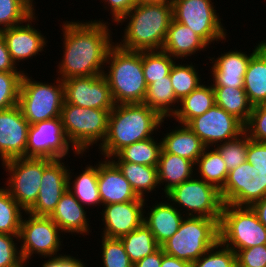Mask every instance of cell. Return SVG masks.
<instances>
[{
	"instance_id": "obj_18",
	"label": "cell",
	"mask_w": 266,
	"mask_h": 267,
	"mask_svg": "<svg viewBox=\"0 0 266 267\" xmlns=\"http://www.w3.org/2000/svg\"><path fill=\"white\" fill-rule=\"evenodd\" d=\"M62 158L53 160L43 171L36 202L26 211L34 216L49 217L68 189V165Z\"/></svg>"
},
{
	"instance_id": "obj_31",
	"label": "cell",
	"mask_w": 266,
	"mask_h": 267,
	"mask_svg": "<svg viewBox=\"0 0 266 267\" xmlns=\"http://www.w3.org/2000/svg\"><path fill=\"white\" fill-rule=\"evenodd\" d=\"M121 170L138 197L145 199L146 192L156 191L159 186L157 166H146L111 159Z\"/></svg>"
},
{
	"instance_id": "obj_36",
	"label": "cell",
	"mask_w": 266,
	"mask_h": 267,
	"mask_svg": "<svg viewBox=\"0 0 266 267\" xmlns=\"http://www.w3.org/2000/svg\"><path fill=\"white\" fill-rule=\"evenodd\" d=\"M130 261L135 264L155 252L160 246L144 222L134 231L120 237Z\"/></svg>"
},
{
	"instance_id": "obj_46",
	"label": "cell",
	"mask_w": 266,
	"mask_h": 267,
	"mask_svg": "<svg viewBox=\"0 0 266 267\" xmlns=\"http://www.w3.org/2000/svg\"><path fill=\"white\" fill-rule=\"evenodd\" d=\"M17 239L18 235L0 233V267H15L23 261Z\"/></svg>"
},
{
	"instance_id": "obj_49",
	"label": "cell",
	"mask_w": 266,
	"mask_h": 267,
	"mask_svg": "<svg viewBox=\"0 0 266 267\" xmlns=\"http://www.w3.org/2000/svg\"><path fill=\"white\" fill-rule=\"evenodd\" d=\"M111 12L112 19L118 23L137 3V0H102Z\"/></svg>"
},
{
	"instance_id": "obj_15",
	"label": "cell",
	"mask_w": 266,
	"mask_h": 267,
	"mask_svg": "<svg viewBox=\"0 0 266 267\" xmlns=\"http://www.w3.org/2000/svg\"><path fill=\"white\" fill-rule=\"evenodd\" d=\"M71 147L65 137L60 117L30 125L26 157L64 159Z\"/></svg>"
},
{
	"instance_id": "obj_53",
	"label": "cell",
	"mask_w": 266,
	"mask_h": 267,
	"mask_svg": "<svg viewBox=\"0 0 266 267\" xmlns=\"http://www.w3.org/2000/svg\"><path fill=\"white\" fill-rule=\"evenodd\" d=\"M190 264L191 263L187 261L165 254L163 251V257L160 267H190Z\"/></svg>"
},
{
	"instance_id": "obj_29",
	"label": "cell",
	"mask_w": 266,
	"mask_h": 267,
	"mask_svg": "<svg viewBox=\"0 0 266 267\" xmlns=\"http://www.w3.org/2000/svg\"><path fill=\"white\" fill-rule=\"evenodd\" d=\"M86 166L81 174L73 176L74 181H71L70 167L68 170V189L85 209L86 206L102 205L98 189V164Z\"/></svg>"
},
{
	"instance_id": "obj_52",
	"label": "cell",
	"mask_w": 266,
	"mask_h": 267,
	"mask_svg": "<svg viewBox=\"0 0 266 267\" xmlns=\"http://www.w3.org/2000/svg\"><path fill=\"white\" fill-rule=\"evenodd\" d=\"M163 257V249L159 247L155 252L137 261L133 267H160Z\"/></svg>"
},
{
	"instance_id": "obj_27",
	"label": "cell",
	"mask_w": 266,
	"mask_h": 267,
	"mask_svg": "<svg viewBox=\"0 0 266 267\" xmlns=\"http://www.w3.org/2000/svg\"><path fill=\"white\" fill-rule=\"evenodd\" d=\"M195 164L181 156L164 152L161 150L157 165L159 185H164V194L173 187L197 175L193 174ZM162 183V184H161Z\"/></svg>"
},
{
	"instance_id": "obj_28",
	"label": "cell",
	"mask_w": 266,
	"mask_h": 267,
	"mask_svg": "<svg viewBox=\"0 0 266 267\" xmlns=\"http://www.w3.org/2000/svg\"><path fill=\"white\" fill-rule=\"evenodd\" d=\"M244 90L253 106L266 105V49L263 46L250 58Z\"/></svg>"
},
{
	"instance_id": "obj_2",
	"label": "cell",
	"mask_w": 266,
	"mask_h": 267,
	"mask_svg": "<svg viewBox=\"0 0 266 267\" xmlns=\"http://www.w3.org/2000/svg\"><path fill=\"white\" fill-rule=\"evenodd\" d=\"M164 120L144 103L115 104L110 111L106 137L98 148L100 154L109 159L128 145L153 137Z\"/></svg>"
},
{
	"instance_id": "obj_38",
	"label": "cell",
	"mask_w": 266,
	"mask_h": 267,
	"mask_svg": "<svg viewBox=\"0 0 266 267\" xmlns=\"http://www.w3.org/2000/svg\"><path fill=\"white\" fill-rule=\"evenodd\" d=\"M170 80L172 87L178 101L189 95L193 90L197 89L201 84V77L199 78L197 69L191 63L181 64L174 62L171 67Z\"/></svg>"
},
{
	"instance_id": "obj_34",
	"label": "cell",
	"mask_w": 266,
	"mask_h": 267,
	"mask_svg": "<svg viewBox=\"0 0 266 267\" xmlns=\"http://www.w3.org/2000/svg\"><path fill=\"white\" fill-rule=\"evenodd\" d=\"M209 149L210 147H205L195 164L197 166L195 171L198 170L197 174L200 173L199 177H196L214 185L220 190L226 182L228 170L219 151L215 147L213 150L212 147Z\"/></svg>"
},
{
	"instance_id": "obj_9",
	"label": "cell",
	"mask_w": 266,
	"mask_h": 267,
	"mask_svg": "<svg viewBox=\"0 0 266 267\" xmlns=\"http://www.w3.org/2000/svg\"><path fill=\"white\" fill-rule=\"evenodd\" d=\"M164 196L177 209L182 208L180 211L184 208L187 212L185 216L212 218L220 222L224 205L220 190L202 179L193 176L173 187Z\"/></svg>"
},
{
	"instance_id": "obj_51",
	"label": "cell",
	"mask_w": 266,
	"mask_h": 267,
	"mask_svg": "<svg viewBox=\"0 0 266 267\" xmlns=\"http://www.w3.org/2000/svg\"><path fill=\"white\" fill-rule=\"evenodd\" d=\"M17 67L11 59L6 41L0 32V72H25L22 70L18 71Z\"/></svg>"
},
{
	"instance_id": "obj_48",
	"label": "cell",
	"mask_w": 266,
	"mask_h": 267,
	"mask_svg": "<svg viewBox=\"0 0 266 267\" xmlns=\"http://www.w3.org/2000/svg\"><path fill=\"white\" fill-rule=\"evenodd\" d=\"M247 161L266 175V142L250 141L247 149Z\"/></svg>"
},
{
	"instance_id": "obj_33",
	"label": "cell",
	"mask_w": 266,
	"mask_h": 267,
	"mask_svg": "<svg viewBox=\"0 0 266 267\" xmlns=\"http://www.w3.org/2000/svg\"><path fill=\"white\" fill-rule=\"evenodd\" d=\"M212 88L215 104L245 124L249 119L253 105L250 103L244 88L226 86H212Z\"/></svg>"
},
{
	"instance_id": "obj_21",
	"label": "cell",
	"mask_w": 266,
	"mask_h": 267,
	"mask_svg": "<svg viewBox=\"0 0 266 267\" xmlns=\"http://www.w3.org/2000/svg\"><path fill=\"white\" fill-rule=\"evenodd\" d=\"M262 47L259 42L251 54L241 52V50H230L219 55L216 59L211 58L213 65L212 86H226L231 88H244V76L250 58Z\"/></svg>"
},
{
	"instance_id": "obj_11",
	"label": "cell",
	"mask_w": 266,
	"mask_h": 267,
	"mask_svg": "<svg viewBox=\"0 0 266 267\" xmlns=\"http://www.w3.org/2000/svg\"><path fill=\"white\" fill-rule=\"evenodd\" d=\"M213 4L212 0H173V19L189 27L208 45L224 41L227 30Z\"/></svg>"
},
{
	"instance_id": "obj_45",
	"label": "cell",
	"mask_w": 266,
	"mask_h": 267,
	"mask_svg": "<svg viewBox=\"0 0 266 267\" xmlns=\"http://www.w3.org/2000/svg\"><path fill=\"white\" fill-rule=\"evenodd\" d=\"M244 132L252 141L266 142V105L253 106Z\"/></svg>"
},
{
	"instance_id": "obj_39",
	"label": "cell",
	"mask_w": 266,
	"mask_h": 267,
	"mask_svg": "<svg viewBox=\"0 0 266 267\" xmlns=\"http://www.w3.org/2000/svg\"><path fill=\"white\" fill-rule=\"evenodd\" d=\"M34 0H0V32L25 23L35 13Z\"/></svg>"
},
{
	"instance_id": "obj_22",
	"label": "cell",
	"mask_w": 266,
	"mask_h": 267,
	"mask_svg": "<svg viewBox=\"0 0 266 267\" xmlns=\"http://www.w3.org/2000/svg\"><path fill=\"white\" fill-rule=\"evenodd\" d=\"M98 163V189L102 207L139 198L121 170L111 159L103 158V161Z\"/></svg>"
},
{
	"instance_id": "obj_30",
	"label": "cell",
	"mask_w": 266,
	"mask_h": 267,
	"mask_svg": "<svg viewBox=\"0 0 266 267\" xmlns=\"http://www.w3.org/2000/svg\"><path fill=\"white\" fill-rule=\"evenodd\" d=\"M179 103L180 106L172 117L179 124L186 125L191 119L204 114L215 105L212 85L201 84Z\"/></svg>"
},
{
	"instance_id": "obj_56",
	"label": "cell",
	"mask_w": 266,
	"mask_h": 267,
	"mask_svg": "<svg viewBox=\"0 0 266 267\" xmlns=\"http://www.w3.org/2000/svg\"><path fill=\"white\" fill-rule=\"evenodd\" d=\"M27 263H29V261L28 262L22 261L19 265L15 267H25Z\"/></svg>"
},
{
	"instance_id": "obj_7",
	"label": "cell",
	"mask_w": 266,
	"mask_h": 267,
	"mask_svg": "<svg viewBox=\"0 0 266 267\" xmlns=\"http://www.w3.org/2000/svg\"><path fill=\"white\" fill-rule=\"evenodd\" d=\"M27 75L26 72L22 76L18 99L24 118L33 125L60 117L65 101L63 81L57 77L56 82L48 84Z\"/></svg>"
},
{
	"instance_id": "obj_20",
	"label": "cell",
	"mask_w": 266,
	"mask_h": 267,
	"mask_svg": "<svg viewBox=\"0 0 266 267\" xmlns=\"http://www.w3.org/2000/svg\"><path fill=\"white\" fill-rule=\"evenodd\" d=\"M35 14L28 18V23L25 21V26L22 23L1 31L15 65L20 61L33 58L37 54L40 55L39 52L44 51L43 48L47 46L48 41L45 36L38 31L39 29H35L34 25L32 26V22H35L37 18Z\"/></svg>"
},
{
	"instance_id": "obj_12",
	"label": "cell",
	"mask_w": 266,
	"mask_h": 267,
	"mask_svg": "<svg viewBox=\"0 0 266 267\" xmlns=\"http://www.w3.org/2000/svg\"><path fill=\"white\" fill-rule=\"evenodd\" d=\"M25 213L29 218L22 217L18 235L19 242L22 241L19 248L22 260L27 262L33 254L45 259L59 256L57 252L62 249L61 229L50 217Z\"/></svg>"
},
{
	"instance_id": "obj_43",
	"label": "cell",
	"mask_w": 266,
	"mask_h": 267,
	"mask_svg": "<svg viewBox=\"0 0 266 267\" xmlns=\"http://www.w3.org/2000/svg\"><path fill=\"white\" fill-rule=\"evenodd\" d=\"M101 256L104 267H133L120 238L102 236Z\"/></svg>"
},
{
	"instance_id": "obj_42",
	"label": "cell",
	"mask_w": 266,
	"mask_h": 267,
	"mask_svg": "<svg viewBox=\"0 0 266 267\" xmlns=\"http://www.w3.org/2000/svg\"><path fill=\"white\" fill-rule=\"evenodd\" d=\"M190 267H237L236 253L218 241Z\"/></svg>"
},
{
	"instance_id": "obj_16",
	"label": "cell",
	"mask_w": 266,
	"mask_h": 267,
	"mask_svg": "<svg viewBox=\"0 0 266 267\" xmlns=\"http://www.w3.org/2000/svg\"><path fill=\"white\" fill-rule=\"evenodd\" d=\"M63 85L66 103L104 110H112L115 106L103 74L66 79Z\"/></svg>"
},
{
	"instance_id": "obj_54",
	"label": "cell",
	"mask_w": 266,
	"mask_h": 267,
	"mask_svg": "<svg viewBox=\"0 0 266 267\" xmlns=\"http://www.w3.org/2000/svg\"><path fill=\"white\" fill-rule=\"evenodd\" d=\"M250 207L256 213L259 221L266 227V196L253 203Z\"/></svg>"
},
{
	"instance_id": "obj_44",
	"label": "cell",
	"mask_w": 266,
	"mask_h": 267,
	"mask_svg": "<svg viewBox=\"0 0 266 267\" xmlns=\"http://www.w3.org/2000/svg\"><path fill=\"white\" fill-rule=\"evenodd\" d=\"M23 74L24 72H0V110L18 105Z\"/></svg>"
},
{
	"instance_id": "obj_41",
	"label": "cell",
	"mask_w": 266,
	"mask_h": 267,
	"mask_svg": "<svg viewBox=\"0 0 266 267\" xmlns=\"http://www.w3.org/2000/svg\"><path fill=\"white\" fill-rule=\"evenodd\" d=\"M250 141L251 139L249 136L243 132L233 140L216 145L215 148L225 161L228 172L237 168L247 160V149Z\"/></svg>"
},
{
	"instance_id": "obj_25",
	"label": "cell",
	"mask_w": 266,
	"mask_h": 267,
	"mask_svg": "<svg viewBox=\"0 0 266 267\" xmlns=\"http://www.w3.org/2000/svg\"><path fill=\"white\" fill-rule=\"evenodd\" d=\"M209 45L189 27L172 19L162 51L168 53L174 59L195 55L198 51H204Z\"/></svg>"
},
{
	"instance_id": "obj_1",
	"label": "cell",
	"mask_w": 266,
	"mask_h": 267,
	"mask_svg": "<svg viewBox=\"0 0 266 267\" xmlns=\"http://www.w3.org/2000/svg\"><path fill=\"white\" fill-rule=\"evenodd\" d=\"M100 20H66L62 24L64 52L63 59L57 65L58 78L62 81L106 72V57L114 42L108 22Z\"/></svg>"
},
{
	"instance_id": "obj_32",
	"label": "cell",
	"mask_w": 266,
	"mask_h": 267,
	"mask_svg": "<svg viewBox=\"0 0 266 267\" xmlns=\"http://www.w3.org/2000/svg\"><path fill=\"white\" fill-rule=\"evenodd\" d=\"M143 103L156 110L163 118H172V115L178 109L179 101L176 99L169 75L165 79L156 80L147 86Z\"/></svg>"
},
{
	"instance_id": "obj_13",
	"label": "cell",
	"mask_w": 266,
	"mask_h": 267,
	"mask_svg": "<svg viewBox=\"0 0 266 267\" xmlns=\"http://www.w3.org/2000/svg\"><path fill=\"white\" fill-rule=\"evenodd\" d=\"M220 194L224 204L251 206L266 196V175L246 160L228 172Z\"/></svg>"
},
{
	"instance_id": "obj_23",
	"label": "cell",
	"mask_w": 266,
	"mask_h": 267,
	"mask_svg": "<svg viewBox=\"0 0 266 267\" xmlns=\"http://www.w3.org/2000/svg\"><path fill=\"white\" fill-rule=\"evenodd\" d=\"M150 208V212L143 218L144 224L153 233L156 242L161 247L170 237L173 236L175 232L178 231L182 220L185 217L183 214L185 211L181 212L175 207L168 199L167 202H157Z\"/></svg>"
},
{
	"instance_id": "obj_35",
	"label": "cell",
	"mask_w": 266,
	"mask_h": 267,
	"mask_svg": "<svg viewBox=\"0 0 266 267\" xmlns=\"http://www.w3.org/2000/svg\"><path fill=\"white\" fill-rule=\"evenodd\" d=\"M161 150V140L158 143L157 140L155 141L154 137H151L124 147L110 159L146 166H157Z\"/></svg>"
},
{
	"instance_id": "obj_5",
	"label": "cell",
	"mask_w": 266,
	"mask_h": 267,
	"mask_svg": "<svg viewBox=\"0 0 266 267\" xmlns=\"http://www.w3.org/2000/svg\"><path fill=\"white\" fill-rule=\"evenodd\" d=\"M110 111L79 107L64 101L60 119L74 154L82 156L99 141L98 147L102 145L107 134Z\"/></svg>"
},
{
	"instance_id": "obj_17",
	"label": "cell",
	"mask_w": 266,
	"mask_h": 267,
	"mask_svg": "<svg viewBox=\"0 0 266 267\" xmlns=\"http://www.w3.org/2000/svg\"><path fill=\"white\" fill-rule=\"evenodd\" d=\"M29 122L18 105L0 110V160L26 157Z\"/></svg>"
},
{
	"instance_id": "obj_57",
	"label": "cell",
	"mask_w": 266,
	"mask_h": 267,
	"mask_svg": "<svg viewBox=\"0 0 266 267\" xmlns=\"http://www.w3.org/2000/svg\"><path fill=\"white\" fill-rule=\"evenodd\" d=\"M262 46L266 49V40L261 41Z\"/></svg>"
},
{
	"instance_id": "obj_10",
	"label": "cell",
	"mask_w": 266,
	"mask_h": 267,
	"mask_svg": "<svg viewBox=\"0 0 266 267\" xmlns=\"http://www.w3.org/2000/svg\"><path fill=\"white\" fill-rule=\"evenodd\" d=\"M49 158L22 157L2 163L9 178L6 188L25 212L36 202L44 169Z\"/></svg>"
},
{
	"instance_id": "obj_50",
	"label": "cell",
	"mask_w": 266,
	"mask_h": 267,
	"mask_svg": "<svg viewBox=\"0 0 266 267\" xmlns=\"http://www.w3.org/2000/svg\"><path fill=\"white\" fill-rule=\"evenodd\" d=\"M41 267H86L81 259L76 257L59 254V256L49 258L42 263Z\"/></svg>"
},
{
	"instance_id": "obj_47",
	"label": "cell",
	"mask_w": 266,
	"mask_h": 267,
	"mask_svg": "<svg viewBox=\"0 0 266 267\" xmlns=\"http://www.w3.org/2000/svg\"><path fill=\"white\" fill-rule=\"evenodd\" d=\"M237 267H266V244L238 250Z\"/></svg>"
},
{
	"instance_id": "obj_26",
	"label": "cell",
	"mask_w": 266,
	"mask_h": 267,
	"mask_svg": "<svg viewBox=\"0 0 266 267\" xmlns=\"http://www.w3.org/2000/svg\"><path fill=\"white\" fill-rule=\"evenodd\" d=\"M170 131L161 138L162 150L186 158L196 164L205 149L200 138L184 124Z\"/></svg>"
},
{
	"instance_id": "obj_4",
	"label": "cell",
	"mask_w": 266,
	"mask_h": 267,
	"mask_svg": "<svg viewBox=\"0 0 266 267\" xmlns=\"http://www.w3.org/2000/svg\"><path fill=\"white\" fill-rule=\"evenodd\" d=\"M105 67L109 69L103 76L115 104L143 103L148 85L143 74L142 51L123 49L116 42L108 51Z\"/></svg>"
},
{
	"instance_id": "obj_6",
	"label": "cell",
	"mask_w": 266,
	"mask_h": 267,
	"mask_svg": "<svg viewBox=\"0 0 266 267\" xmlns=\"http://www.w3.org/2000/svg\"><path fill=\"white\" fill-rule=\"evenodd\" d=\"M219 241V222L186 216L179 229L161 247L165 254L192 263Z\"/></svg>"
},
{
	"instance_id": "obj_55",
	"label": "cell",
	"mask_w": 266,
	"mask_h": 267,
	"mask_svg": "<svg viewBox=\"0 0 266 267\" xmlns=\"http://www.w3.org/2000/svg\"><path fill=\"white\" fill-rule=\"evenodd\" d=\"M138 2H156V3H166L172 4L173 0H137Z\"/></svg>"
},
{
	"instance_id": "obj_3",
	"label": "cell",
	"mask_w": 266,
	"mask_h": 267,
	"mask_svg": "<svg viewBox=\"0 0 266 267\" xmlns=\"http://www.w3.org/2000/svg\"><path fill=\"white\" fill-rule=\"evenodd\" d=\"M172 19V4L138 2L117 23H128L124 27L123 40L117 44L123 49L139 52L161 50Z\"/></svg>"
},
{
	"instance_id": "obj_24",
	"label": "cell",
	"mask_w": 266,
	"mask_h": 267,
	"mask_svg": "<svg viewBox=\"0 0 266 267\" xmlns=\"http://www.w3.org/2000/svg\"><path fill=\"white\" fill-rule=\"evenodd\" d=\"M86 211L69 189L60 198L55 210L49 216L61 229L62 233L71 235H88L90 232L89 219Z\"/></svg>"
},
{
	"instance_id": "obj_14",
	"label": "cell",
	"mask_w": 266,
	"mask_h": 267,
	"mask_svg": "<svg viewBox=\"0 0 266 267\" xmlns=\"http://www.w3.org/2000/svg\"><path fill=\"white\" fill-rule=\"evenodd\" d=\"M186 125L200 138L205 147L212 148L218 143L233 140L244 132V124L216 104Z\"/></svg>"
},
{
	"instance_id": "obj_37",
	"label": "cell",
	"mask_w": 266,
	"mask_h": 267,
	"mask_svg": "<svg viewBox=\"0 0 266 267\" xmlns=\"http://www.w3.org/2000/svg\"><path fill=\"white\" fill-rule=\"evenodd\" d=\"M25 210L10 195L6 187L0 188V233L19 235Z\"/></svg>"
},
{
	"instance_id": "obj_19",
	"label": "cell",
	"mask_w": 266,
	"mask_h": 267,
	"mask_svg": "<svg viewBox=\"0 0 266 267\" xmlns=\"http://www.w3.org/2000/svg\"><path fill=\"white\" fill-rule=\"evenodd\" d=\"M146 200H137L104 205L102 222L104 224L102 236L120 238L134 231L143 223ZM105 208V209H104Z\"/></svg>"
},
{
	"instance_id": "obj_40",
	"label": "cell",
	"mask_w": 266,
	"mask_h": 267,
	"mask_svg": "<svg viewBox=\"0 0 266 267\" xmlns=\"http://www.w3.org/2000/svg\"><path fill=\"white\" fill-rule=\"evenodd\" d=\"M176 59L168 53L157 51H142L143 74L147 85L169 75Z\"/></svg>"
},
{
	"instance_id": "obj_8",
	"label": "cell",
	"mask_w": 266,
	"mask_h": 267,
	"mask_svg": "<svg viewBox=\"0 0 266 267\" xmlns=\"http://www.w3.org/2000/svg\"><path fill=\"white\" fill-rule=\"evenodd\" d=\"M219 241L235 253L266 244V227L250 206L224 204L219 222Z\"/></svg>"
}]
</instances>
